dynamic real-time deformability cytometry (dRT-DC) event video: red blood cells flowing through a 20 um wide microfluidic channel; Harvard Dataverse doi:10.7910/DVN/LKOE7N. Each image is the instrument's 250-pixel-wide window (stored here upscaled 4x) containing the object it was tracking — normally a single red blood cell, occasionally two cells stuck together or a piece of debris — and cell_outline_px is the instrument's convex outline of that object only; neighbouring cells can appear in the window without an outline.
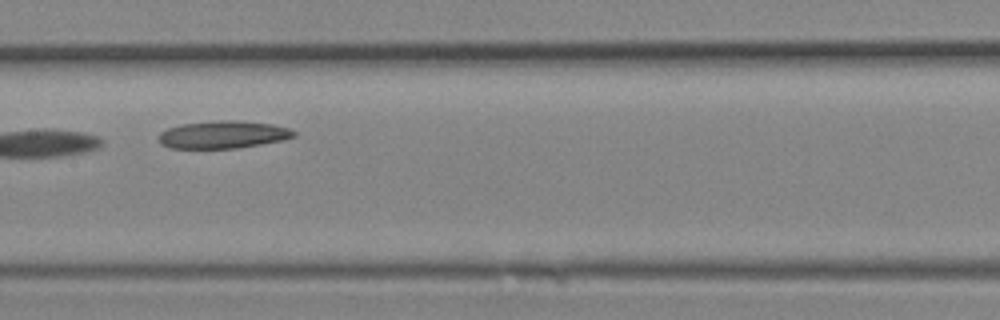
{"species": "Egyptian fruit bat (a non-hibernating species)", "species_latin": "Rousettus aegyptiacus", "temperature_condition": "room temperature", "stored_images_in_passage": 18, "camera_frame_rate_fps": 3000, "um_per_image_px": 0.085, "animal": {"sex": "female"}, "frame": {"image": 1, "passage_image": 8, "time_ms": 2.333, "image_size_px": [1000, 320], "cell_outline_px": [[296, 136], [284, 140], [236, 148], [168, 148], [160, 144], [160, 132], [168, 128], [180, 124], [220, 120], [240, 120], [272, 124], [288, 128], [296, 132]], "centroid_in_image_um": [18.97, 11.44], "position_along_channel_um": 188.4, "area_um2": 21.73}}
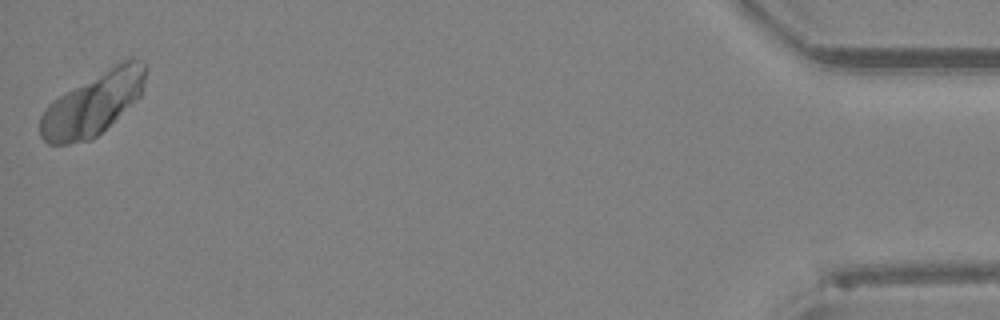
{"frame": {"image": 2, "passage_image": 18, "time_ms": 5.667, "image_size_px": [1000, 320], "cell_outline_px": [[144, 84], [140, 96], [136, 100], [92, 140], [68, 144], [48, 144], [40, 136], [40, 116], [44, 108], [52, 100], [64, 92], [116, 64], [132, 56], [144, 60]], "centroid_in_image_um": [7.87, 8.83], "position_along_channel_um": 427.3, "area_um2": 38.26}}